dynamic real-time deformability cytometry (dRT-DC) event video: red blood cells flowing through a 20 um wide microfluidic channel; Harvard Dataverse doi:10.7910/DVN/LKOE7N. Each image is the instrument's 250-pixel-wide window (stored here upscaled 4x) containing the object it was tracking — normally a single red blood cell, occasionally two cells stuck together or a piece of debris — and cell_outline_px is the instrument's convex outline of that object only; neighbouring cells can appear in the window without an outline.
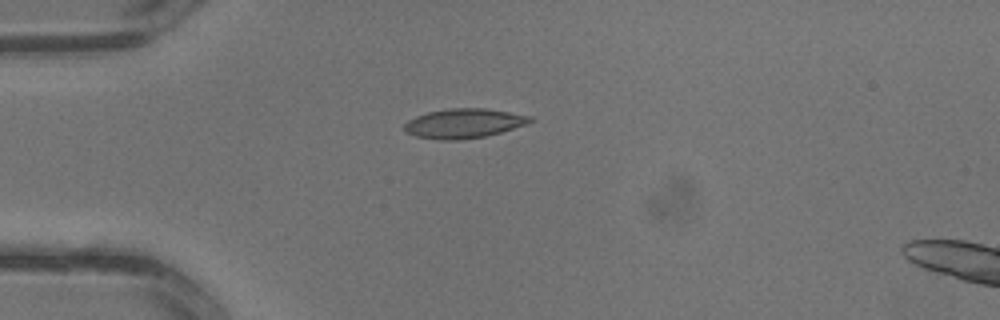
{"species": "common noctule bat (a hibernating species)", "species_latin": "Nyctalus noctula", "temperature_condition": "warm", "stored_images_in_passage": 3, "camera_frame_rate_fps": 3000, "um_per_image_px": 0.085, "animal": {"sex": "male", "body_mass_g": 13.3}, "frame": {"image": 1, "passage_image": 3, "time_ms": 0.667, "image_size_px": [1000, 320], "cell_outline_px": [[536, 120], [528, 124], [500, 132], [484, 136], [460, 140], [440, 140], [416, 136], [404, 132], [404, 124], [408, 120], [416, 116], [428, 112], [452, 108], [484, 108], [532, 116]], "centroid_in_image_um": [39.43, 10.49], "position_along_channel_um": 45.6, "area_um2": 21.62}}